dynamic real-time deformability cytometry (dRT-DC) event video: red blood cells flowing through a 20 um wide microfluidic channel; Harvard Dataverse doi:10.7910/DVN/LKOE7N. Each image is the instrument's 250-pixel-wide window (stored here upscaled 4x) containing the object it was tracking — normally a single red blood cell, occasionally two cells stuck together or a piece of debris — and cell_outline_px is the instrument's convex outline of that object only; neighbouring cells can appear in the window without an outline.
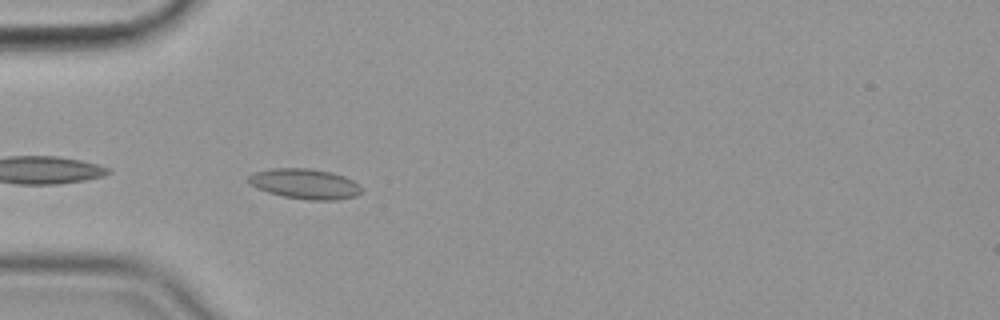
{"species": "common noctule bat (a hibernating species)", "species_latin": "Nyctalus noctula", "temperature_condition": "cold", "stored_images_in_passage": 41, "camera_frame_rate_fps": 3000, "um_per_image_px": 0.085, "animal": {"sex": "female", "body_mass_g": 19.9}, "frame": {"image": 1, "passage_image": 2, "time_ms": 0.333, "image_size_px": [1000, 320], "cell_outline_px": [[360, 192], [356, 196], [336, 200], [308, 200], [284, 196], [268, 192], [252, 184], [248, 180], [248, 176], [252, 172], [272, 168], [308, 168], [332, 172], [344, 176], [360, 184]], "centroid_in_image_um": [25.93, 15.61], "position_along_channel_um": 59.1, "area_um2": 19.77}}
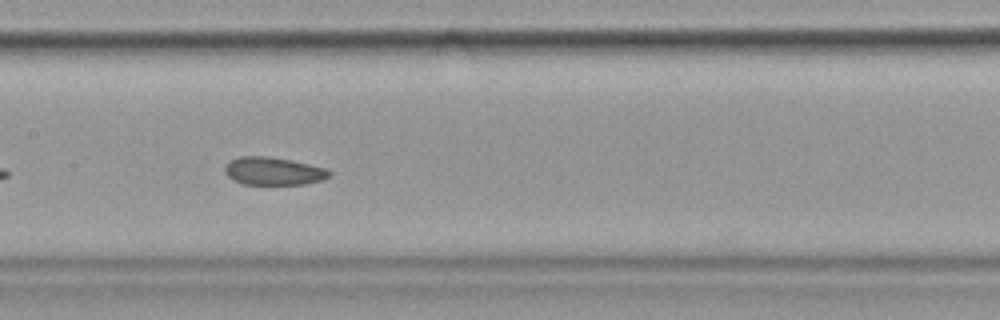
{"frame": {"image": 2, "passage_image": 13, "time_ms": 4.0, "image_size_px": [1000, 320], "cell_outline_px": [[332, 172], [324, 180], [304, 184], [244, 184], [232, 180], [224, 172], [224, 164], [228, 160], [240, 156], [268, 156], [292, 160], [324, 168]], "centroid_in_image_um": [23.18, 14.54], "position_along_channel_um": 184.2, "area_um2": 17.11}}
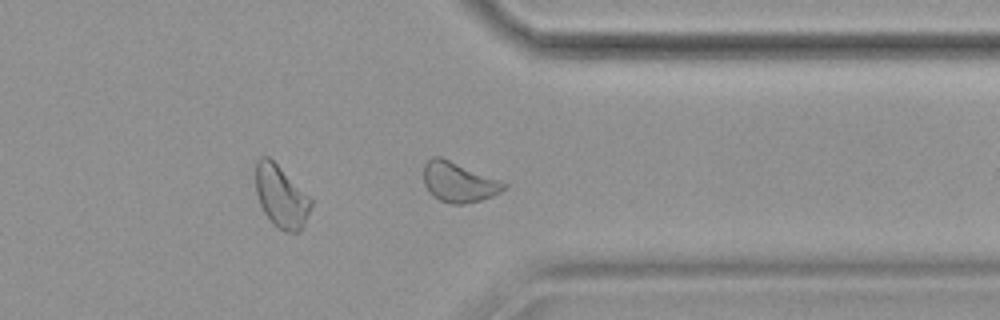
{"frame": {"image": 3, "passage_image": 29, "time_ms": 9.333, "image_size_px": [1000, 320], "cell_outline_px": [[508, 188], [492, 196], [480, 200], [464, 204], [448, 204], [432, 196], [428, 192], [424, 184], [424, 164], [432, 156], [440, 156], [508, 184]], "centroid_in_image_um": [38.96, 15.49], "position_along_channel_um": 372.4, "area_um2": 18.67}, "authors_computed_cell_mechanics": {"area_um2": 18.3804, "velocity_mm_per_s": 3.5495, "shape_relaxation_time_tau1_ms": null, "shape_relaxation_time_tau2_ms": 3.3864, "deformation_change_tau1": null, "deformation_change_tau2": 0.0791}}